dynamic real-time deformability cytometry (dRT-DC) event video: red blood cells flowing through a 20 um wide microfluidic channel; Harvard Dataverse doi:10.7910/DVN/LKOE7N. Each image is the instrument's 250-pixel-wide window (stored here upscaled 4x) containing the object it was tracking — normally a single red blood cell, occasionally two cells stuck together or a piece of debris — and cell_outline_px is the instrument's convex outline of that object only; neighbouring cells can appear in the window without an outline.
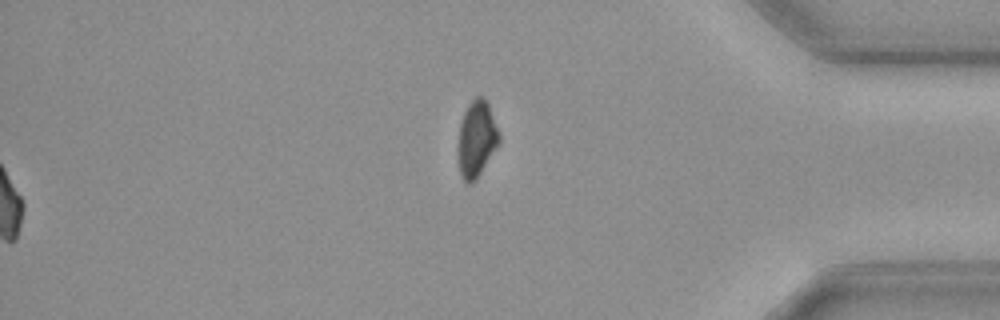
{"species": "common noctule bat (a hibernating species)", "species_latin": "Nyctalus noctula", "temperature_condition": "cold", "stored_images_in_passage": 59, "segment_of_instrument_passage": [2, 2], "camera_frame_rate_fps": 3000, "um_per_image_px": 0.085, "animal": {"sex": "female", "body_mass_g": 19.3, "forearm_length_mm": 54.1}, "frame": {"image": 1, "passage_image": 59, "time_ms": 19.333, "image_size_px": [1000, 320], "cell_outline_px": [[500, 140], [476, 180], [472, 184], [468, 184], [460, 176], [456, 156], [456, 148], [460, 124], [464, 112], [468, 104], [476, 96], [480, 96], [488, 104], [500, 136]], "centroid_in_image_um": [40.45, 11.86], "position_along_channel_um": 394.8, "area_um2": 18.32}}